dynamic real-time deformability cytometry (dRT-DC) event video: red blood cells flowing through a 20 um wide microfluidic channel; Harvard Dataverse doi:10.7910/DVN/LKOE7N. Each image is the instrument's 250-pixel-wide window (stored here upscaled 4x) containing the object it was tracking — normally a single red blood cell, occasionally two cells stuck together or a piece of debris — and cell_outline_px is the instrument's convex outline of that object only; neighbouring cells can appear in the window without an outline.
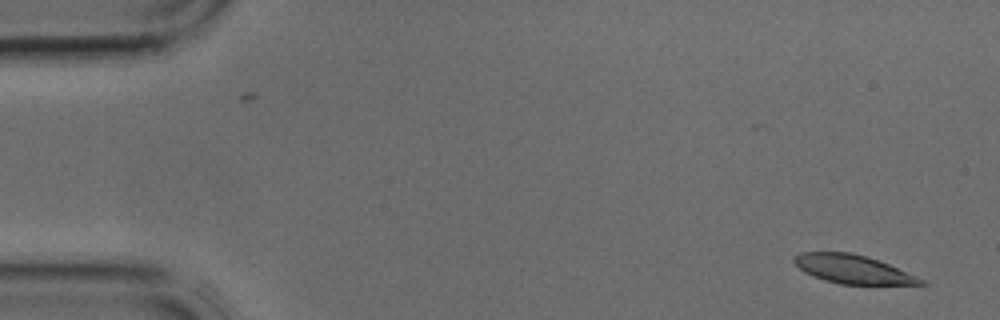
{"species": "common noctule bat (a hibernating species)", "species_latin": "Nyctalus noctula", "temperature_condition": "cold", "stored_images_in_passage": 4, "camera_frame_rate_fps": 3000, "um_per_image_px": 0.085, "animal": {"sex": "male", "body_mass_g": 17.9, "forearm_length_mm": 54.2}, "frame": {"image": 1, "passage_image": 1, "time_ms": 0.0, "image_size_px": [1000, 320], "cell_outline_px": [[928, 284], [840, 284], [824, 280], [812, 276], [804, 272], [792, 260], [792, 256], [800, 252], [852, 252], [888, 264], [916, 276], [924, 280]], "centroid_in_image_um": [72.42, 22.87], "position_along_channel_um": 12.6, "area_um2": 20.87}}
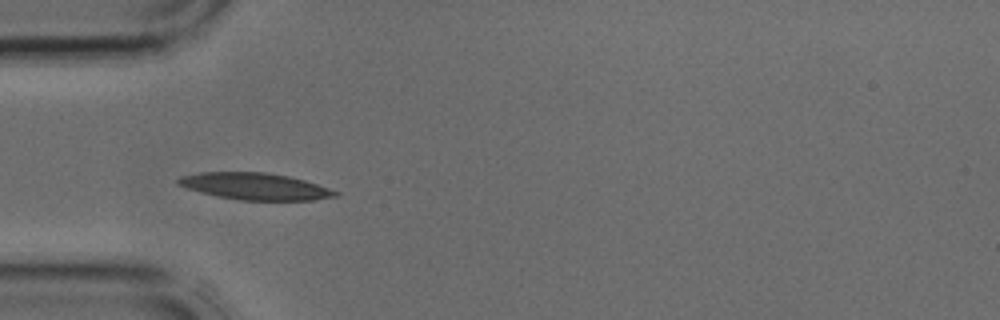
{"frame": {"image": 2, "passage_image": 4, "time_ms": 1.0, "image_size_px": [1000, 320], "cell_outline_px": [[340, 196], [312, 200], [240, 200], [216, 196], [200, 192], [176, 184], [176, 180], [180, 176], [200, 172], [264, 172], [288, 176], [304, 180], [340, 192]], "centroid_in_image_um": [21.67, 15.84], "position_along_channel_um": 63.3, "area_um2": 24.51}}